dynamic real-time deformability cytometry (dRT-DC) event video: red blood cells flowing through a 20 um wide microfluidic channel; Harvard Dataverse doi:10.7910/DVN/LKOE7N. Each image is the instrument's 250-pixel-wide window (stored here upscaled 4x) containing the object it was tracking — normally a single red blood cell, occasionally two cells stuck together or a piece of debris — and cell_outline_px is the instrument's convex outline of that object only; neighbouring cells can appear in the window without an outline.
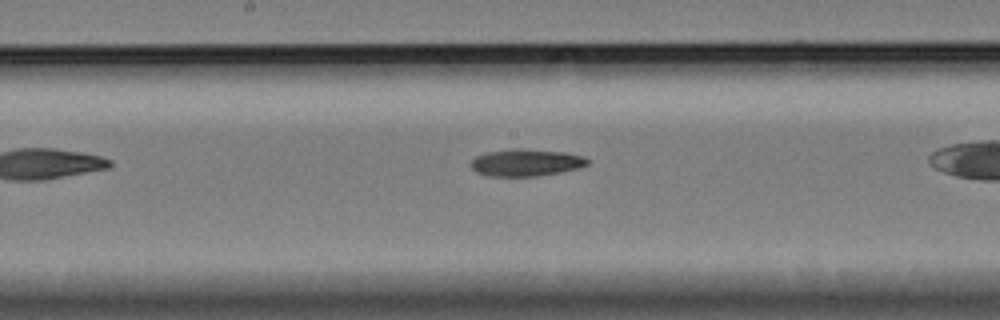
{"species": "Egyptian fruit bat (a non-hibernating species)", "species_latin": "Rousettus aegyptiacus", "temperature_condition": "cold", "stored_images_in_passage": 30, "camera_frame_rate_fps": 3000, "um_per_image_px": 0.085, "animal": {"sex": "female"}, "frame": {"image": 1, "passage_image": 13, "time_ms": 4.0, "image_size_px": [1000, 320], "cell_outline_px": [[588, 164], [580, 168], [536, 176], [488, 176], [476, 172], [468, 164], [476, 156], [484, 152], [512, 148], [524, 148], [564, 152], [584, 156], [588, 160]], "centroid_in_image_um": [44.67, 13.8], "position_along_channel_um": 203.5, "area_um2": 18.61}}